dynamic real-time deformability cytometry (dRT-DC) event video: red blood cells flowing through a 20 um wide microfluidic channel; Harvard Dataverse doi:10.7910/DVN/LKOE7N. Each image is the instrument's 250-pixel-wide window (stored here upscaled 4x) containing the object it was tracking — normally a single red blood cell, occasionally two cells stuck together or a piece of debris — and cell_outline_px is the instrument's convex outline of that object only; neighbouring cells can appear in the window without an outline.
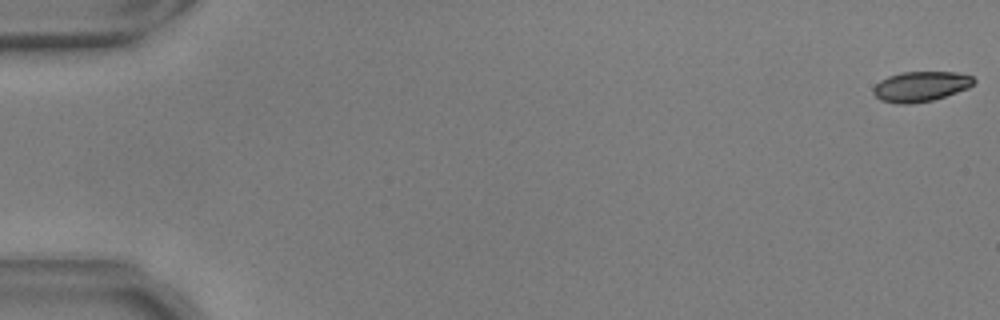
{"species": "common noctule bat (a hibernating species)", "species_latin": "Nyctalus noctula", "temperature_condition": "warm", "stored_images_in_passage": 9, "camera_frame_rate_fps": 3000, "um_per_image_px": 0.085, "animal": {"sex": "male", "body_mass_g": 17.9, "forearm_length_mm": 54.2}, "frame": {"image": 1, "passage_image": 1, "time_ms": 0.0, "image_size_px": [1000, 320], "cell_outline_px": [[976, 80], [968, 88], [932, 100], [908, 104], [896, 104], [880, 100], [872, 92], [872, 88], [880, 80], [888, 76], [900, 72], [956, 72], [972, 76]], "centroid_in_image_um": [78.22, 7.34], "position_along_channel_um": 6.8, "area_um2": 17.63}}